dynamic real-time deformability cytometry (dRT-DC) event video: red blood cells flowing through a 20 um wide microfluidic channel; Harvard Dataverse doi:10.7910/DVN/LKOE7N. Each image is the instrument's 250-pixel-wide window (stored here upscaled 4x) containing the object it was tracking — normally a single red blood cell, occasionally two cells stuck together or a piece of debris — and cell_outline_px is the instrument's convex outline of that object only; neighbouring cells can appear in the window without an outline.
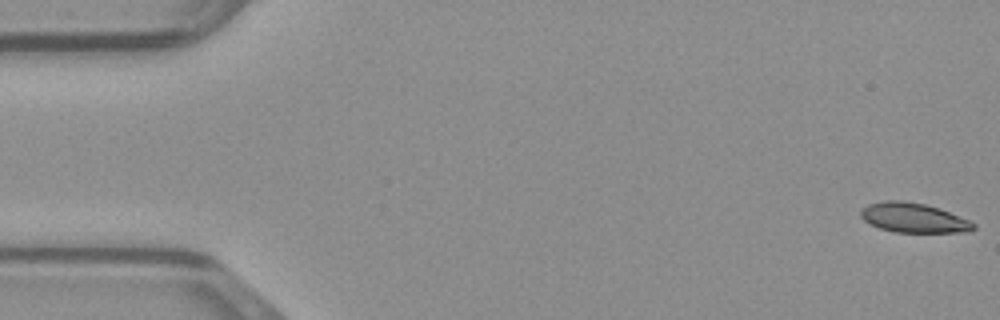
{"species": "common noctule bat (a hibernating species)", "species_latin": "Nyctalus noctula", "temperature_condition": "warm", "stored_images_in_passage": 48, "camera_frame_rate_fps": 3000, "um_per_image_px": 0.085, "animal": {"sex": "male", "body_mass_g": 23.1, "forearm_length_mm": 52.7}, "frame": {"image": 1, "passage_image": 1, "time_ms": 0.0, "image_size_px": [1000, 320], "cell_outline_px": [[976, 228], [968, 232], [892, 232], [868, 224], [860, 216], [860, 208], [868, 204], [884, 200], [900, 200], [924, 204], [940, 208], [968, 220], [976, 224]], "centroid_in_image_um": [77.61, 18.51], "position_along_channel_um": 7.4, "area_um2": 19.59}}
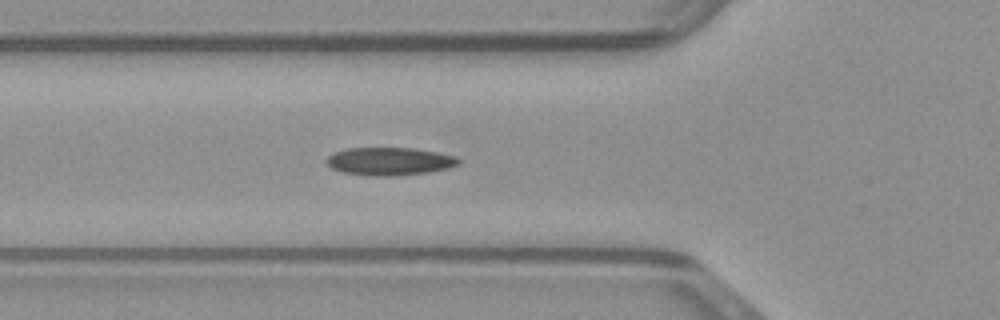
{"frame": {"image": 2, "passage_image": 17, "time_ms": 5.333, "image_size_px": [1000, 320], "cell_outline_px": [[460, 164], [448, 168], [428, 172], [396, 176], [376, 176], [340, 172], [332, 168], [324, 160], [332, 152], [348, 148], [412, 148], [436, 152], [456, 156], [460, 160]], "centroid_in_image_um": [33.09, 13.71], "position_along_channel_um": 92.7, "area_um2": 21.56}}
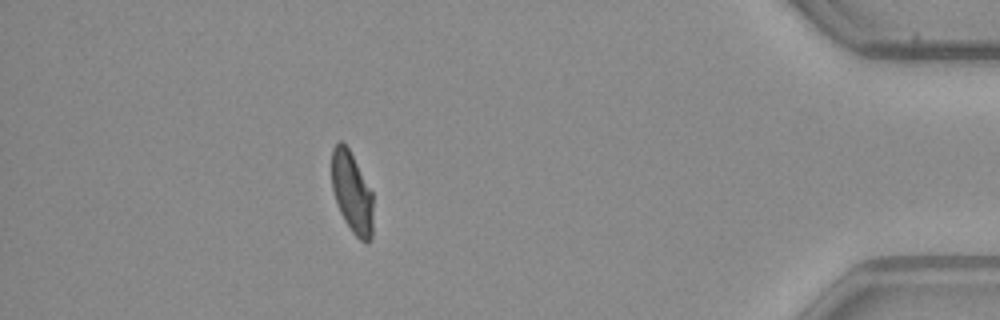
{"frame": {"image": 3, "passage_image": 43, "time_ms": 14.0, "image_size_px": [1000, 320], "cell_outline_px": [[372, 236], [368, 244], [360, 240], [352, 232], [344, 220], [340, 212], [332, 188], [332, 148], [340, 140], [348, 148], [372, 192]], "centroid_in_image_um": [29.91, 16.4], "position_along_channel_um": 405.3, "area_um2": 19.31}}